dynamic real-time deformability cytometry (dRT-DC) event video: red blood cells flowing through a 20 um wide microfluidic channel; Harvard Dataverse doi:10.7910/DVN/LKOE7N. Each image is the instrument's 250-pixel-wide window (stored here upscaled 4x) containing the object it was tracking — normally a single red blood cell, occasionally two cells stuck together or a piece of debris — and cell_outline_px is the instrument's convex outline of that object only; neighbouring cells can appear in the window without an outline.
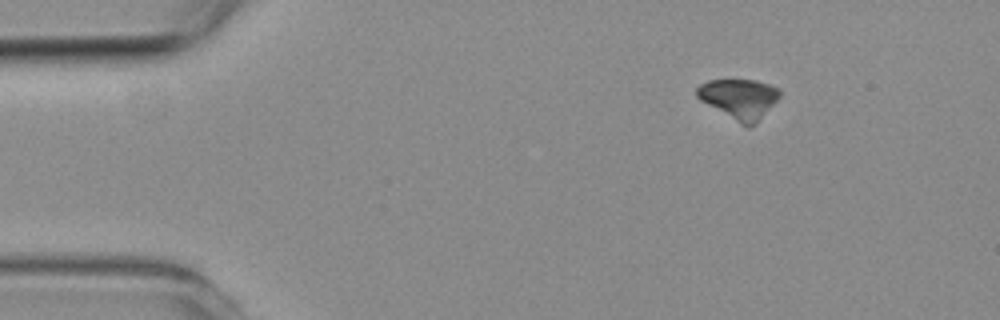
{"species": "common noctule bat (a hibernating species)", "species_latin": "Nyctalus noctula", "temperature_condition": "room temperature", "stored_images_in_passage": 4, "camera_frame_rate_fps": 3000, "um_per_image_px": 0.085, "animal": {"sex": "female", "body_mass_g": 19.3, "forearm_length_mm": 54.1}, "frame": {"image": 1, "passage_image": 4, "time_ms": 3.667, "image_size_px": [1000, 320], "cell_outline_px": [[780, 96], [756, 124], [748, 128], [740, 124], [700, 100], [696, 96], [696, 88], [700, 84], [708, 80], [756, 80], [780, 88]], "centroid_in_image_um": [62.83, 8.4], "position_along_channel_um": 22.2, "area_um2": 19.31}}